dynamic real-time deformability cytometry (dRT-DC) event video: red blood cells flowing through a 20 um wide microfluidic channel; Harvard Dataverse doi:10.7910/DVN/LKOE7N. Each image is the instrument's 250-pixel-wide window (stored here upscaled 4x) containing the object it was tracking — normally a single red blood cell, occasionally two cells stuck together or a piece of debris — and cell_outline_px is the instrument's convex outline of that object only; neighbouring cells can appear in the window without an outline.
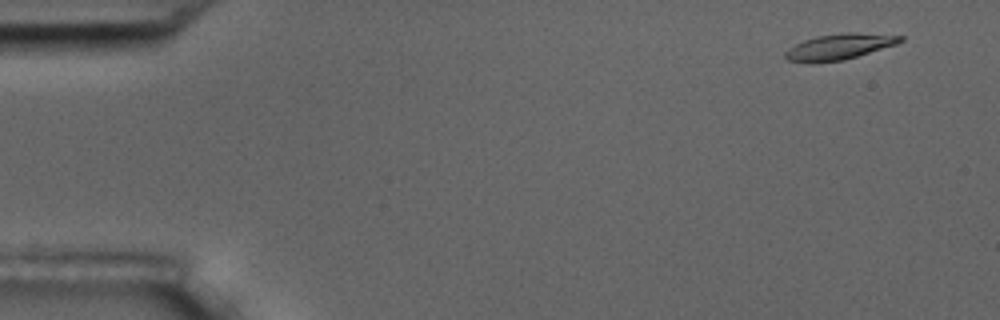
{"species": "common noctule bat (a hibernating species)", "species_latin": "Nyctalus noctula", "temperature_condition": "room temperature", "stored_images_in_passage": 6, "camera_frame_rate_fps": 3000, "um_per_image_px": 0.085, "animal": {"sex": "male", "body_mass_g": 17.5, "forearm_length_mm": 52.3}, "frame": {"image": 1, "passage_image": 2, "time_ms": 1.0, "image_size_px": [1000, 320], "cell_outline_px": [[904, 40], [896, 44], [844, 60], [812, 64], [808, 64], [788, 60], [784, 56], [784, 52], [788, 48], [804, 40], [816, 36], [844, 32], [856, 32], [904, 36]], "centroid_in_image_um": [71.29, 3.98], "position_along_channel_um": 13.7, "area_um2": 17.51}}
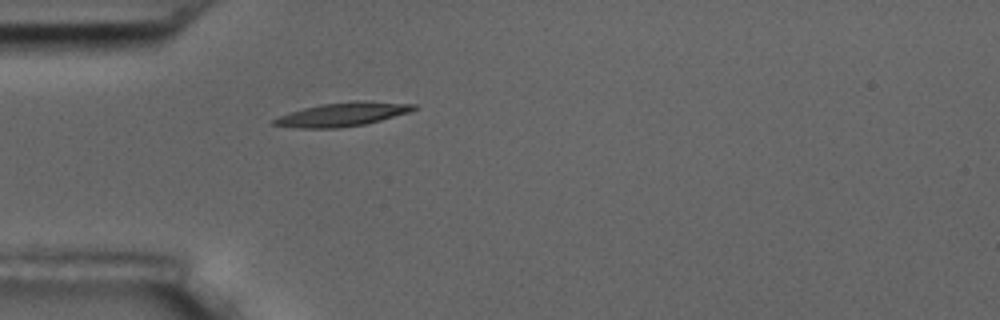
{"frame": {"image": 2, "passage_image": 5, "time_ms": 5.333, "image_size_px": [1000, 320], "cell_outline_px": [[420, 108], [408, 112], [380, 120], [364, 124], [340, 128], [296, 128], [272, 124], [272, 120], [280, 116], [304, 108], [320, 104], [356, 100], [364, 100], [416, 104]], "centroid_in_image_um": [29.15, 9.71], "position_along_channel_um": 55.8, "area_um2": 19.31}}